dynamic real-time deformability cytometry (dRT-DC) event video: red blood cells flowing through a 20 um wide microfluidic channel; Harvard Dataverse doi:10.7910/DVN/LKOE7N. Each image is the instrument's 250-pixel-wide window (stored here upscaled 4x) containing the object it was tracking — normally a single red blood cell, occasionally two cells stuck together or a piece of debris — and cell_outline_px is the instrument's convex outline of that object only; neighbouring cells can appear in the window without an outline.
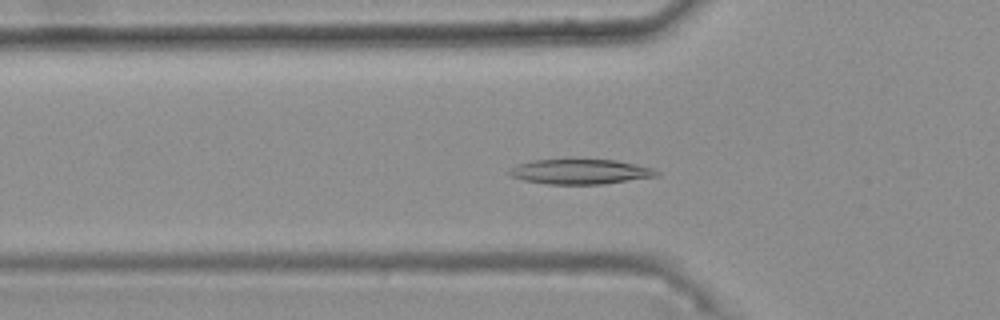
{"species": "common noctule bat (a hibernating species)", "species_latin": "Nyctalus noctula", "temperature_condition": "warm", "stored_images_in_passage": 46, "camera_frame_rate_fps": 3000, "um_per_image_px": 0.085, "animal": {"sex": "female", "body_mass_g": 25.1}, "frame": {"image": 1, "passage_image": 18, "time_ms": 5.667, "image_size_px": [1000, 320], "cell_outline_px": [[660, 172], [656, 176], [604, 184], [548, 184], [524, 180], [512, 176], [508, 172], [516, 164], [532, 160], [568, 156], [572, 156], [616, 160], [636, 164], [652, 168]], "centroid_in_image_um": [49.29, 14.53], "position_along_channel_um": 76.5, "area_um2": 22.43}}
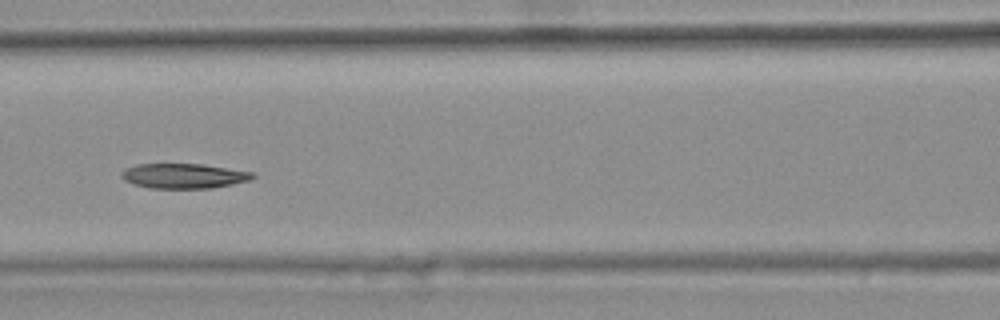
{"frame": {"image": 2, "passage_image": 24, "time_ms": 7.667, "image_size_px": [1000, 320], "cell_outline_px": [[256, 176], [248, 180], [232, 184], [212, 188], [148, 188], [124, 180], [120, 176], [120, 172], [136, 164], [200, 164], [252, 172]], "centroid_in_image_um": [15.59, 14.95], "position_along_channel_um": 151.0, "area_um2": 18.79}}
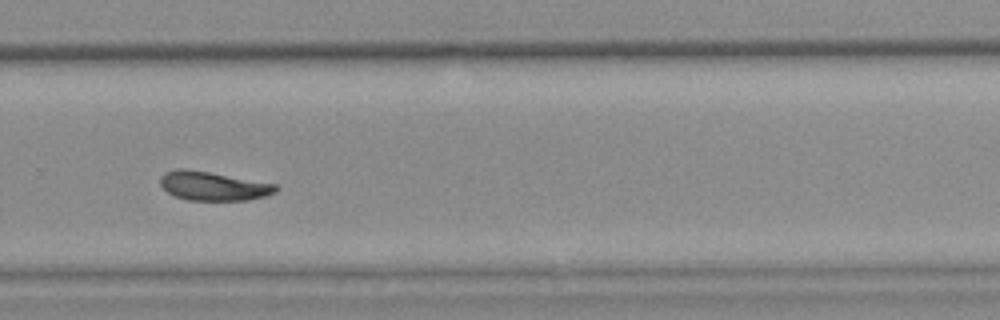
{"frame": {"image": 3, "passage_image": 37, "time_ms": 12.0, "image_size_px": [1000, 320], "cell_outline_px": [[280, 188], [276, 192], [264, 196], [248, 200], [188, 200], [176, 196], [168, 192], [160, 184], [160, 176], [176, 168], [184, 168], [208, 172], [276, 184]], "centroid_in_image_um": [18.13, 15.81], "position_along_channel_um": 311.7, "area_um2": 19.25}, "authors_computed_cell_mechanics": {"area_um2": 20.2589, "velocity_mm_per_s": 3.7135, "shape_relaxation_time_tau1_ms": null, "shape_relaxation_time_tau2_ms": 4.7765, "deformation_change_tau1": null, "deformation_change_tau2": 0.1022}}